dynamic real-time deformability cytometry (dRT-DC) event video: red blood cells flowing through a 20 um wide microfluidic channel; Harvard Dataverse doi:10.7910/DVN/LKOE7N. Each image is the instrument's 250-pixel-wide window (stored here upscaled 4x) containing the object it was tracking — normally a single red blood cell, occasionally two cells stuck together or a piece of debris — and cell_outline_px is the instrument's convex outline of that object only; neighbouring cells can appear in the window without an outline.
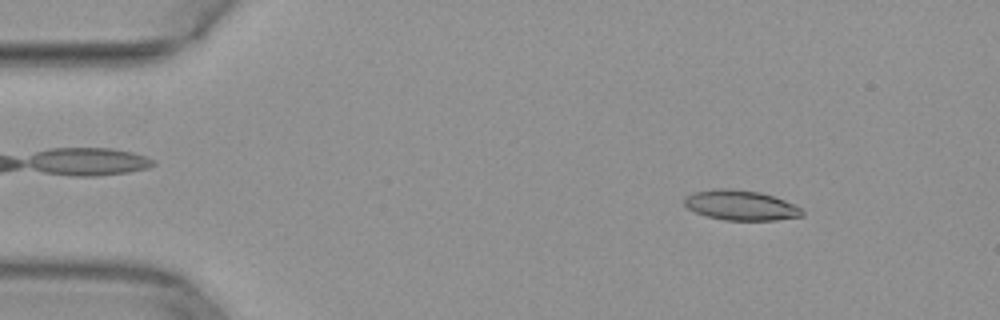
{"species": "common noctule bat (a hibernating species)", "species_latin": "Nyctalus noctula", "temperature_condition": "warm", "stored_images_in_passage": 49, "camera_frame_rate_fps": 3000, "um_per_image_px": 0.085, "animal": {"sex": "female", "body_mass_g": 29.2, "forearm_length_mm": 56.3}, "frame": {"image": 1, "passage_image": 6, "time_ms": 1.667, "image_size_px": [1000, 320], "cell_outline_px": [[804, 216], [776, 220], [724, 220], [704, 216], [688, 208], [684, 204], [684, 196], [692, 192], [712, 188], [732, 188], [760, 192], [784, 200], [804, 208]], "centroid_in_image_um": [62.95, 17.44], "position_along_channel_um": 22.0, "area_um2": 20.98}}
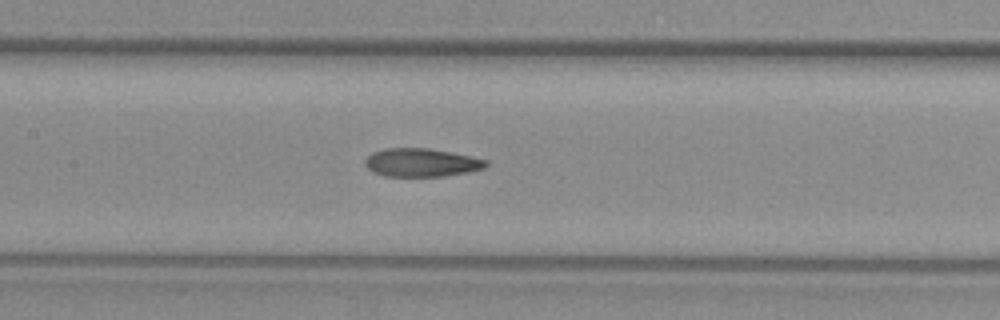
{"frame": {"image": 2, "passage_image": 23, "time_ms": 7.333, "image_size_px": [1000, 320], "cell_outline_px": [[488, 164], [484, 168], [468, 172], [444, 176], [384, 176], [368, 168], [364, 164], [364, 160], [372, 152], [384, 148], [428, 148], [488, 160]], "centroid_in_image_um": [35.8, 13.81], "position_along_channel_um": 171.6, "area_um2": 19.77}}
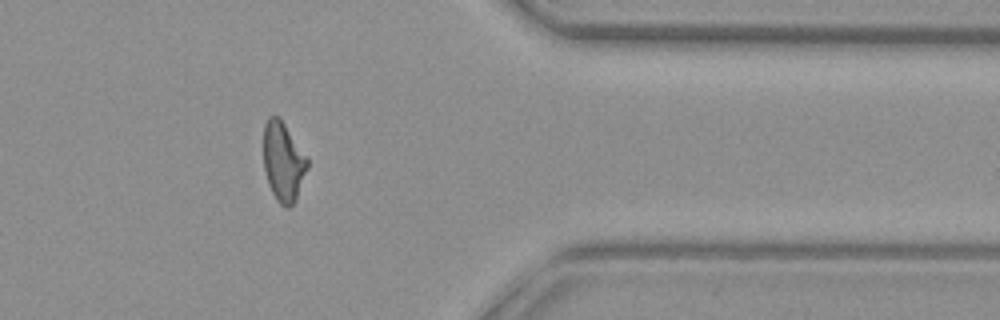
{"frame": {"image": 3, "passage_image": 40, "time_ms": 13.0, "image_size_px": [1000, 320], "cell_outline_px": [[308, 168], [296, 200], [288, 208], [284, 208], [276, 200], [268, 184], [264, 168], [264, 124], [268, 116], [280, 116], [308, 160]], "centroid_in_image_um": [24.07, 13.75], "position_along_channel_um": 387.3, "area_um2": 20.29}}